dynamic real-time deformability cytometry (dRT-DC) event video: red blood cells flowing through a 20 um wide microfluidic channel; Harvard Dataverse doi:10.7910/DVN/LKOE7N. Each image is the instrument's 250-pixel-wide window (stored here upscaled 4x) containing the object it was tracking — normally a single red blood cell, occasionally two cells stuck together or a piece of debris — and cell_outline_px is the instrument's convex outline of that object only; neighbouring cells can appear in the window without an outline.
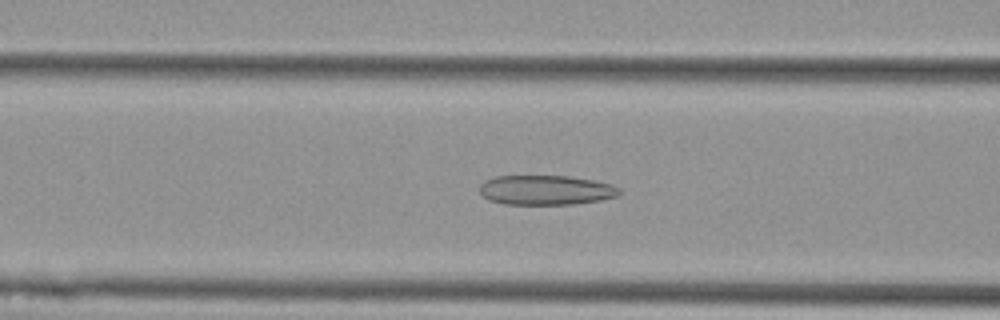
{"species": "Egyptian fruit bat (a non-hibernating species)", "species_latin": "Rousettus aegyptiacus", "temperature_condition": "cold", "stored_images_in_passage": 53, "camera_frame_rate_fps": 3000, "um_per_image_px": 0.085, "animal": {"sex": "female"}, "frame": {"image": 1, "passage_image": 21, "time_ms": 6.667, "image_size_px": [1000, 320], "cell_outline_px": [[620, 196], [600, 200], [576, 204], [504, 204], [488, 200], [480, 192], [480, 184], [484, 180], [496, 176], [568, 176], [596, 180], [612, 184], [620, 188]], "centroid_in_image_um": [46.43, 16.15], "position_along_channel_um": 120.2, "area_um2": 24.39}}
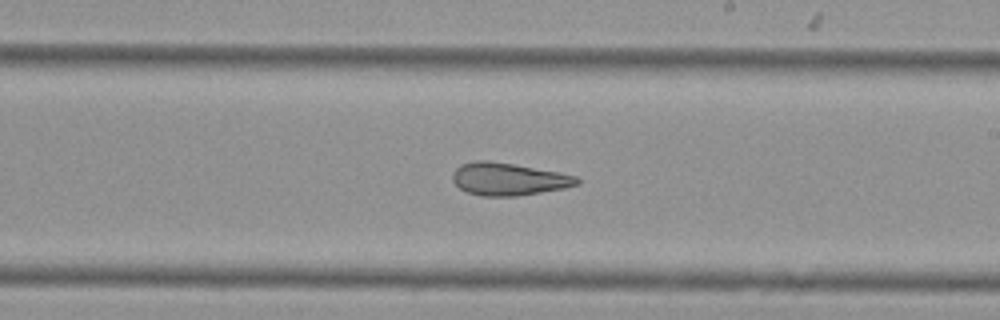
{"frame": {"image": 2, "passage_image": 31, "time_ms": 10.0, "image_size_px": [1000, 320], "cell_outline_px": [[580, 184], [564, 188], [516, 196], [480, 196], [468, 192], [460, 188], [452, 180], [452, 172], [460, 164], [476, 160], [488, 160], [560, 172], [576, 176], [580, 180]], "centroid_in_image_um": [43.21, 15.22], "position_along_channel_um": 245.8, "area_um2": 23.58}}
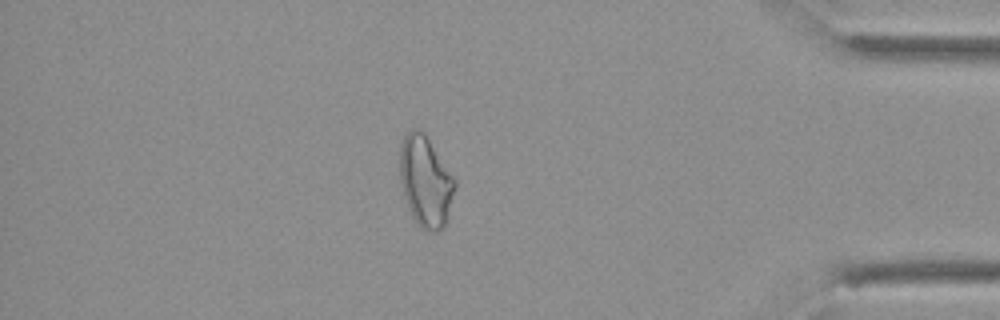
{"frame": {"image": 3, "passage_image": 46, "time_ms": 15.0, "image_size_px": [1000, 320], "cell_outline_px": [[456, 184], [444, 228], [436, 232], [432, 232], [420, 228], [416, 224], [408, 208], [404, 196], [400, 180], [400, 144], [404, 136], [412, 128], [420, 128], [428, 136], [456, 180]], "centroid_in_image_um": [36.16, 15.4], "position_along_channel_um": 399.0, "area_um2": 29.42}, "authors_computed_cell_mechanics": {"area_um2": 28.4376, "velocity_mm_per_s": 3.7769, "shape_relaxation_time_tau1_ms": null, "shape_relaxation_time_tau2_ms": 1.9936, "deformation_change_tau1": null, "deformation_change_tau2": 0.0966}}